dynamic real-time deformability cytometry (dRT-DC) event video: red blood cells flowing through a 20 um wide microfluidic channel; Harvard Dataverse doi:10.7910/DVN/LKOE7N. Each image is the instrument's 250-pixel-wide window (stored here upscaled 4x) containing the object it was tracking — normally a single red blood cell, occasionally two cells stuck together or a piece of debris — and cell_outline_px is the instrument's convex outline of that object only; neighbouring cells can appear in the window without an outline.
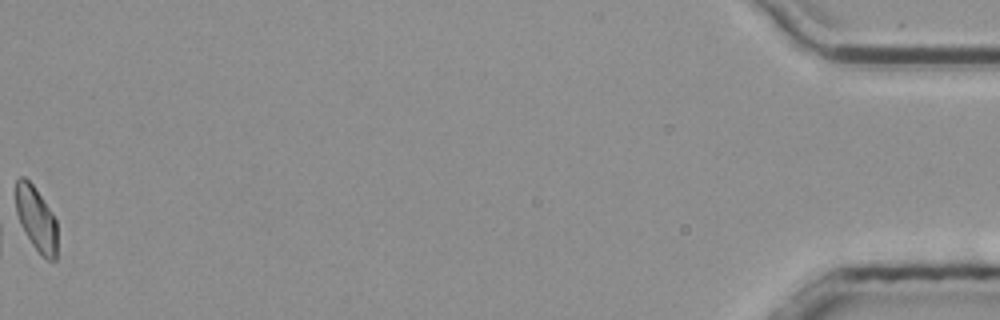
{"species": "common noctule bat (a hibernating species)", "species_latin": "Nyctalus noctula", "temperature_condition": "room temperature", "stored_images_in_passage": 46, "camera_frame_rate_fps": 3000, "um_per_image_px": 0.085, "animal": {"sex": "male", "body_mass_g": 20.4}, "frame": {"image": 1, "passage_image": 46, "time_ms": 15.0, "image_size_px": [1000, 320], "cell_outline_px": [[56, 260], [48, 260], [32, 244], [16, 224], [16, 180], [20, 176], [24, 176], [32, 184], [56, 220]], "centroid_in_image_um": [3.02, 18.6], "position_along_channel_um": 432.2, "area_um2": 15.55}, "authors_computed_cell_mechanics": {"area_um2": 16.2996, "velocity_mm_per_s": 3.8326, "shape_relaxation_time_tau1_ms": null, "shape_relaxation_time_tau2_ms": 9.5213, "deformation_change_tau1": null, "deformation_change_tau2": 0.1466}}